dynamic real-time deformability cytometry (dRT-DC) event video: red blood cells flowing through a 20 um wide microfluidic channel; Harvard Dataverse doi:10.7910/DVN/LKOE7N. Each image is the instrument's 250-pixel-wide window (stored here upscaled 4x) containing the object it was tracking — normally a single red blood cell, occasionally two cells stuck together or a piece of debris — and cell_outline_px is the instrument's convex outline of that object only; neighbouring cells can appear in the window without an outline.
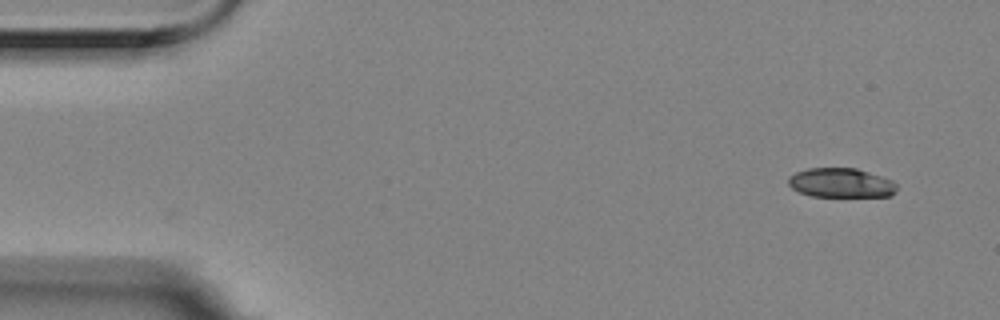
{"species": "Egyptian fruit bat (a non-hibernating species)", "species_latin": "Rousettus aegyptiacus", "temperature_condition": "room temperature", "stored_images_in_passage": 5, "camera_frame_rate_fps": 3000, "um_per_image_px": 0.085, "animal": {"sex": "female"}, "frame": {"image": 1, "passage_image": 1, "time_ms": 0.0, "image_size_px": [1000, 320], "cell_outline_px": [[896, 192], [892, 196], [812, 196], [800, 192], [792, 188], [788, 184], [788, 176], [796, 172], [808, 168], [856, 168], [892, 180], [896, 184]], "centroid_in_image_um": [71.47, 15.54], "position_along_channel_um": 13.5, "area_um2": 18.5}}
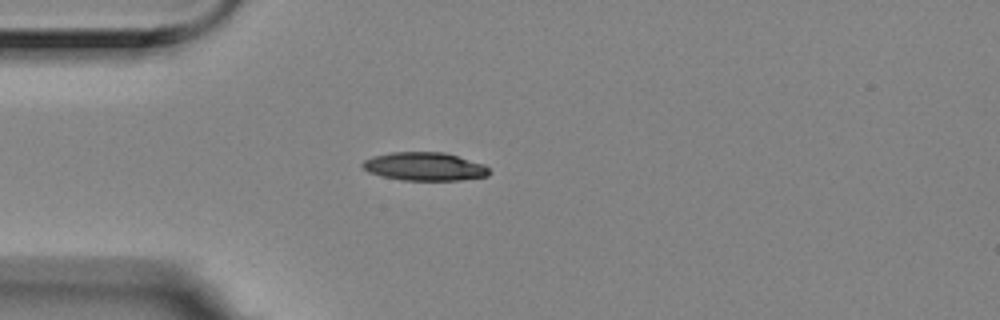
{"frame": {"image": 2, "passage_image": 4, "time_ms": 1.0, "image_size_px": [1000, 320], "cell_outline_px": [[488, 176], [460, 180], [400, 180], [380, 176], [368, 172], [360, 164], [364, 160], [372, 156], [392, 152], [444, 152], [484, 164], [488, 168]], "centroid_in_image_um": [36.05, 14.15], "position_along_channel_um": 49.0, "area_um2": 20.92}}